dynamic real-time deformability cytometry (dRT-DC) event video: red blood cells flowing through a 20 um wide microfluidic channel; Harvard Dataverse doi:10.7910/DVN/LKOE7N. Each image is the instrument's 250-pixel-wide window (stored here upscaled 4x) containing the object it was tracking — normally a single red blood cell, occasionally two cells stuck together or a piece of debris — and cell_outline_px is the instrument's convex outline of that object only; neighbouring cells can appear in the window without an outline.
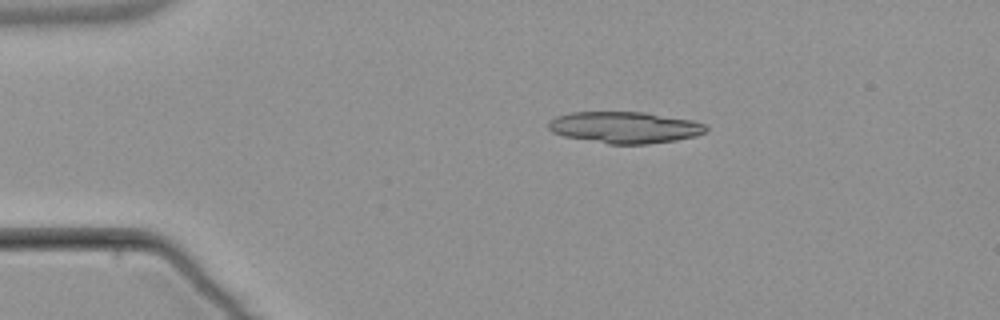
{"species": "common noctule bat (a hibernating species)", "species_latin": "Nyctalus noctula", "temperature_condition": "warm", "stored_images_in_passage": 7, "camera_frame_rate_fps": 3000, "um_per_image_px": 0.085, "animal": {"sex": "male", "body_mass_g": 21.5, "forearm_length_mm": 52.0}, "frame": {"image": 1, "passage_image": 3, "time_ms": 3.333, "image_size_px": [1000, 320], "cell_outline_px": [[708, 128], [704, 132], [696, 136], [676, 140], [648, 144], [608, 144], [564, 136], [552, 132], [548, 128], [548, 120], [556, 116], [572, 112], [644, 112], [692, 120], [704, 124]], "centroid_in_image_um": [53.08, 10.83], "position_along_channel_um": 31.9, "area_um2": 28.96}}